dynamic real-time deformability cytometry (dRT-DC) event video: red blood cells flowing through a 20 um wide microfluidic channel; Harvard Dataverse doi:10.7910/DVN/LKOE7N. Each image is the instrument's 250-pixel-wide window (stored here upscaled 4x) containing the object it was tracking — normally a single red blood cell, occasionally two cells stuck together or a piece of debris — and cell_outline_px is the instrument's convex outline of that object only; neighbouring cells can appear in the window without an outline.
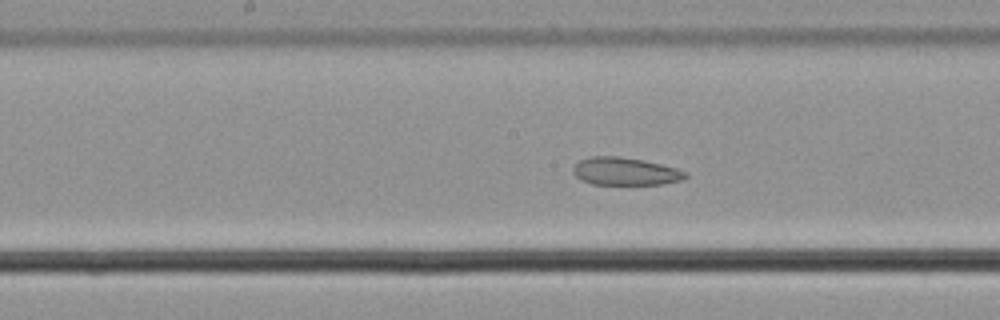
{"species": "common noctule bat (a hibernating species)", "species_latin": "Nyctalus noctula", "temperature_condition": "cold", "stored_images_in_passage": 26, "camera_frame_rate_fps": 3000, "um_per_image_px": 0.085, "animal": {"sex": "male", "body_mass_g": 21.5, "forearm_length_mm": 52.0}, "frame": {"image": 1, "passage_image": 26, "time_ms": 8.333, "image_size_px": [1000, 320], "cell_outline_px": [[688, 176], [680, 180], [660, 184], [592, 184], [580, 180], [572, 172], [572, 168], [580, 160], [592, 156], [620, 156], [644, 160], [676, 168], [688, 172]], "centroid_in_image_um": [53.12, 14.56], "position_along_channel_um": 195.1, "area_um2": 18.15}}